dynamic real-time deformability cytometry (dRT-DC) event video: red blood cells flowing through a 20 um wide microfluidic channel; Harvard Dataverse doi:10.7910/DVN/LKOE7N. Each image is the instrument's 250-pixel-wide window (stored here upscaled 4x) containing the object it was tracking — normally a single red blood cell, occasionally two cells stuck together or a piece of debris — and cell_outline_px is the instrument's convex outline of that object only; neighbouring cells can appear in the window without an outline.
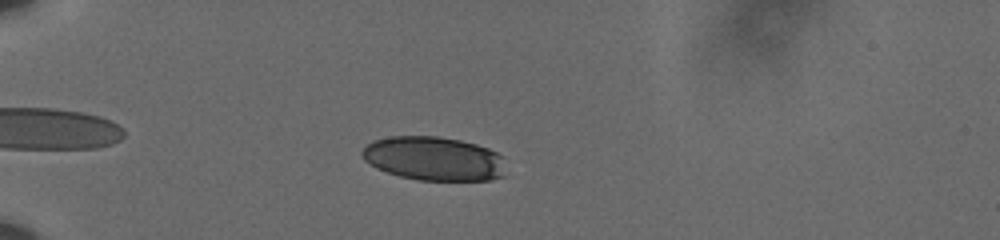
{"species": "human", "species_latin": "Homo sapiens", "temperature_condition": "cold", "stored_images_in_passage": 14, "camera_frame_rate_fps": 3000, "um_per_image_px": 0.085, "donor": {"sex": "male"}, "frame": {"image": 1, "passage_image": 2, "time_ms": 0.333, "image_size_px": [1000, 240], "cell_outline_px": [[504, 176], [488, 180], [416, 180], [400, 176], [376, 168], [364, 160], [360, 152], [368, 144], [376, 140], [392, 136], [436, 136], [460, 140], [476, 144], [488, 148], [496, 152], [500, 156]], "centroid_in_image_um": [36.84, 13.48], "position_along_channel_um": 48.2, "area_um2": 36.47}}
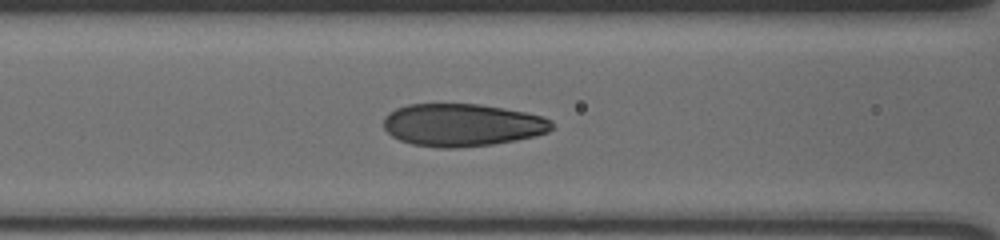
{"frame": {"image": 2, "passage_image": 7, "time_ms": 2.0, "image_size_px": [1000, 240], "cell_outline_px": [[556, 128], [548, 132], [516, 140], [492, 144], [456, 148], [440, 148], [412, 144], [400, 140], [392, 136], [384, 128], [384, 116], [388, 112], [396, 108], [408, 104], [480, 104], [524, 112], [544, 116], [552, 120]], "centroid_in_image_um": [39.29, 10.62], "position_along_channel_um": 127.3, "area_um2": 41.96}}
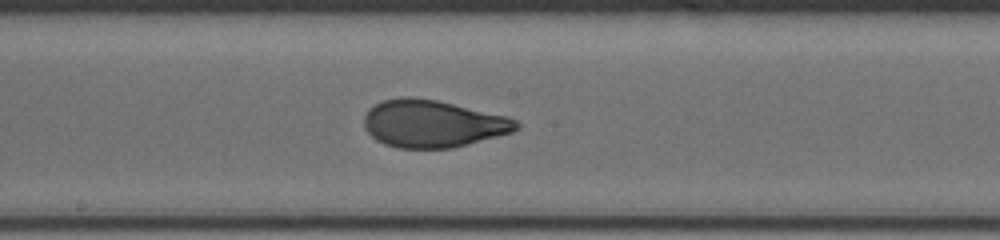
{"frame": {"image": 3, "passage_image": 14, "time_ms": 4.333, "image_size_px": [1000, 240], "cell_outline_px": [[520, 128], [512, 132], [452, 148], [396, 148], [384, 144], [376, 140], [364, 128], [364, 116], [368, 108], [384, 100], [400, 96], [412, 96], [436, 100], [508, 116], [516, 120], [520, 124]], "centroid_in_image_um": [36.76, 10.5], "position_along_channel_um": 211.4, "area_um2": 42.14}}